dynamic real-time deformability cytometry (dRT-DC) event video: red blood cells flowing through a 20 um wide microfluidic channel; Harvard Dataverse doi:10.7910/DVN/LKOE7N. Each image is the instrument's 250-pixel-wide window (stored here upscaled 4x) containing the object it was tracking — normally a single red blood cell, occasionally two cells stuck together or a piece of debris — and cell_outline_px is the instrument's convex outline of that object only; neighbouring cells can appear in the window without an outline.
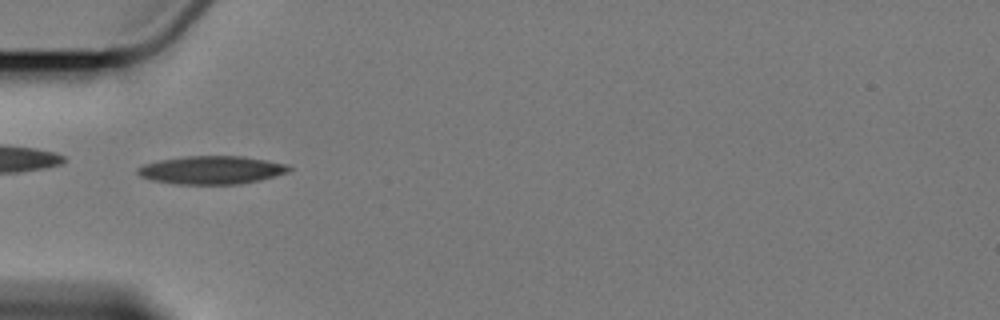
{"species": "Egyptian fruit bat (a non-hibernating species)", "species_latin": "Rousettus aegyptiacus", "temperature_condition": "cold", "stored_images_in_passage": 7, "camera_frame_rate_fps": 3000, "um_per_image_px": 0.085, "animal": {"sex": "female"}, "frame": {"image": 1, "passage_image": 5, "time_ms": 4.667, "image_size_px": [1000, 320], "cell_outline_px": [[292, 168], [288, 172], [260, 180], [240, 184], [176, 184], [152, 180], [140, 176], [136, 172], [136, 168], [144, 164], [160, 160], [188, 156], [240, 156], [264, 160], [284, 164]], "centroid_in_image_um": [17.94, 14.46], "position_along_channel_um": 67.1, "area_um2": 24.62}}
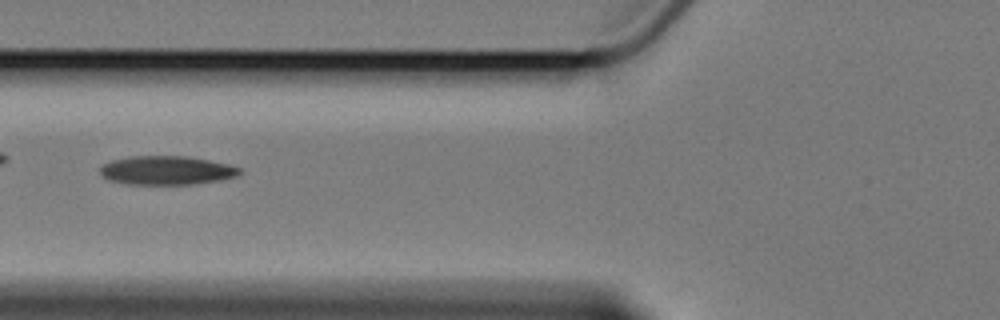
{"frame": {"image": 2, "passage_image": 6, "time_ms": 6.0, "image_size_px": [1000, 320], "cell_outline_px": [[244, 172], [236, 176], [220, 180], [192, 184], [128, 184], [108, 180], [100, 172], [100, 168], [104, 164], [112, 160], [132, 156], [184, 156], [208, 160], [228, 164], [240, 168]], "centroid_in_image_um": [14.18, 14.48], "position_along_channel_um": 111.6, "area_um2": 23.29}}
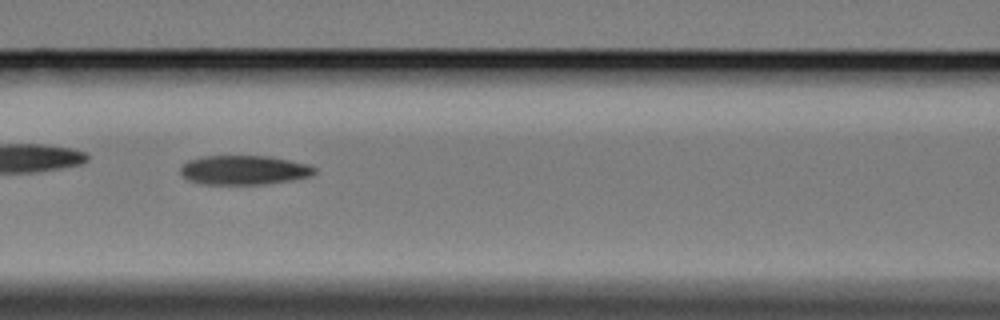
{"frame": {"image": 3, "passage_image": 7, "time_ms": 7.0, "image_size_px": [1000, 320], "cell_outline_px": [[316, 172], [312, 176], [292, 180], [268, 184], [200, 184], [188, 180], [180, 172], [180, 168], [188, 160], [200, 156], [268, 156], [308, 164], [316, 168]], "centroid_in_image_um": [20.74, 14.46], "position_along_channel_um": 145.9, "area_um2": 23.0}}